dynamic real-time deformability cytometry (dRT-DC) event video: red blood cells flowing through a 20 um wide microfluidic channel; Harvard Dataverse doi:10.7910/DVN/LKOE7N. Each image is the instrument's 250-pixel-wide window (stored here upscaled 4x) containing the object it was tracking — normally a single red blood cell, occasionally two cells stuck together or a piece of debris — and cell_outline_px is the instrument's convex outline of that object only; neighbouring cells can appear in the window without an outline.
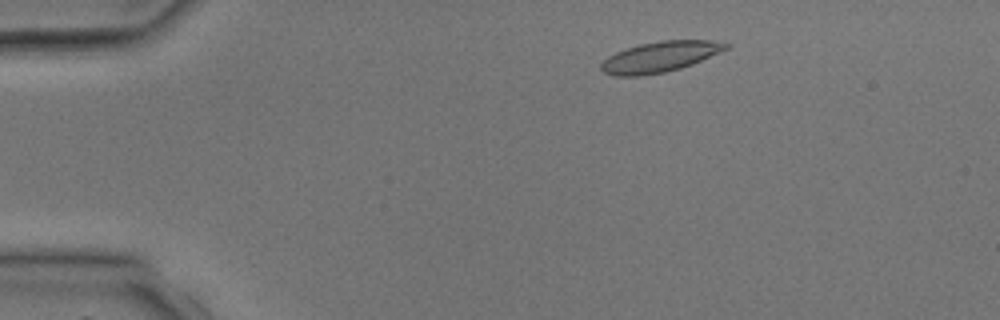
{"species": "common noctule bat (a hibernating species)", "species_latin": "Nyctalus noctula", "temperature_condition": "room temperature", "stored_images_in_passage": 2, "camera_frame_rate_fps": 3000, "um_per_image_px": 0.085, "animal": {"sex": "male", "body_mass_g": 17.9, "forearm_length_mm": 54.2}, "frame": {"image": 1, "passage_image": 1, "time_ms": 0.0, "image_size_px": [1000, 320], "cell_outline_px": [[732, 44], [728, 48], [692, 64], [680, 68], [664, 72], [640, 76], [612, 76], [604, 72], [600, 68], [600, 64], [608, 56], [616, 52], [640, 44], [660, 40], [708, 40]], "centroid_in_image_um": [56.07, 4.83], "position_along_channel_um": 28.9, "area_um2": 22.08}}